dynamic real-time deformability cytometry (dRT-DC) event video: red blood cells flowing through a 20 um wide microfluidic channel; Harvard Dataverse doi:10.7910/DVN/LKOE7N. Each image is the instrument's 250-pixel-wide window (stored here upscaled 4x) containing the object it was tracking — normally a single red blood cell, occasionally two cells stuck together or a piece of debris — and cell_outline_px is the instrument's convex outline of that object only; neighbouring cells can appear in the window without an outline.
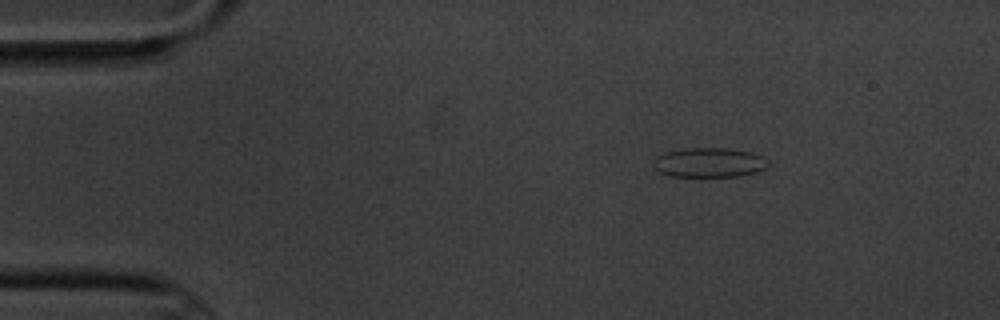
{"species": "common noctule bat (a hibernating species)", "species_latin": "Nyctalus noctula", "temperature_condition": "cold", "stored_images_in_passage": 3, "camera_frame_rate_fps": 3000, "um_per_image_px": 0.085, "animal": {"sex": "male", "body_mass_g": 20.1, "forearm_length_mm": 53.5}, "frame": {"image": 1, "passage_image": 1, "time_ms": 0.0, "image_size_px": [1000, 320], "cell_outline_px": [[768, 168], [756, 172], [736, 176], [668, 176], [660, 172], [656, 168], [652, 160], [656, 156], [668, 152], [684, 148], [724, 148], [752, 152], [764, 156], [768, 160]], "centroid_in_image_um": [60.31, 13.81], "position_along_channel_um": 24.7, "area_um2": 19.77}}